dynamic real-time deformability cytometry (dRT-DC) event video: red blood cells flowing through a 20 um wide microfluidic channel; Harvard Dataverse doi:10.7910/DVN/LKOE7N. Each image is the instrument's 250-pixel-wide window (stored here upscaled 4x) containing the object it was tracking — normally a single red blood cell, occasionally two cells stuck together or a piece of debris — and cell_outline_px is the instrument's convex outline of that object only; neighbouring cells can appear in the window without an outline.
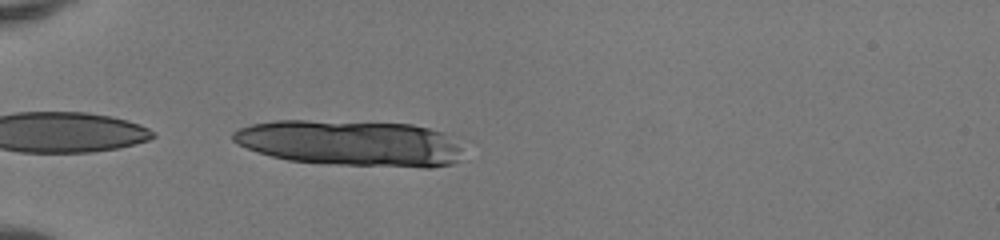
{"species": "human", "species_latin": "Homo sapiens", "temperature_condition": "room temperature", "stored_images_in_passage": 17, "camera_frame_rate_fps": 3000, "um_per_image_px": 0.085, "donor": {"sex": "female"}, "frame": {"image": 1, "passage_image": 17, "time_ms": 5.333, "image_size_px": [1000, 240], "cell_outline_px": [[460, 148], [456, 160], [452, 164], [432, 168], [424, 168], [340, 164], [288, 160], [272, 156], [248, 148], [232, 140], [232, 132], [240, 128], [252, 124], [276, 120], [308, 120], [412, 124], [444, 132]], "centroid_in_image_um": [29.78, 12.16], "position_along_channel_um": 55.2, "area_um2": 60.92}}